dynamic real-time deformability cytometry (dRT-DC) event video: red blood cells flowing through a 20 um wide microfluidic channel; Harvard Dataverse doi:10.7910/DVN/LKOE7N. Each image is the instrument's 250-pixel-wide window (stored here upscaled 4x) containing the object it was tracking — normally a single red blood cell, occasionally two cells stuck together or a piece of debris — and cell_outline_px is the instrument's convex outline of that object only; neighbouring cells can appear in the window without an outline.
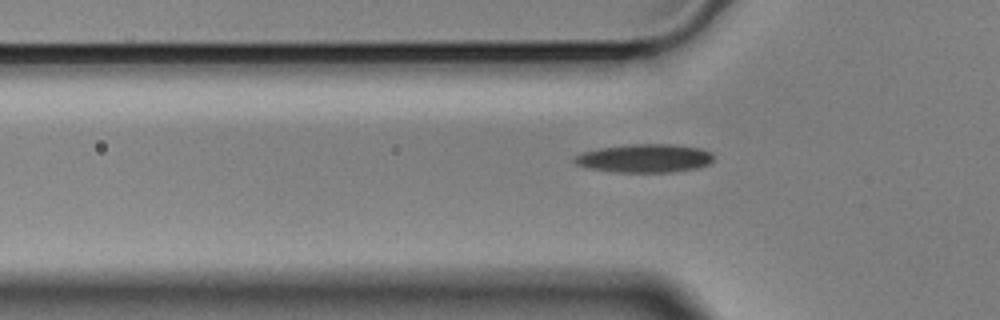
{"species": "Egyptian fruit bat (a non-hibernating species)", "species_latin": "Rousettus aegyptiacus", "temperature_condition": "cold", "stored_images_in_passage": 34, "camera_frame_rate_fps": 3000, "um_per_image_px": 0.085, "animal": {"sex": "male"}, "frame": {"image": 1, "passage_image": 3, "time_ms": 0.667, "image_size_px": [1000, 320], "cell_outline_px": [[712, 160], [708, 164], [700, 168], [672, 172], [612, 172], [584, 168], [576, 164], [572, 160], [576, 156], [584, 152], [604, 148], [632, 144], [668, 144], [700, 148], [712, 152]], "centroid_in_image_um": [54.8, 13.47], "position_along_channel_um": 71.0, "area_um2": 23.0}}
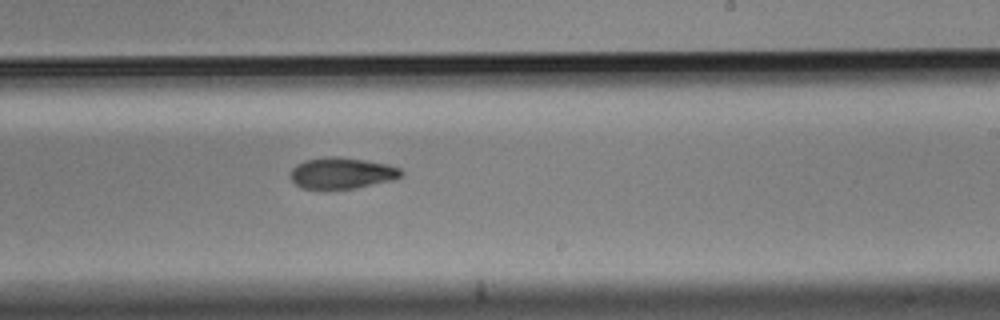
{"frame": {"image": 2, "passage_image": 19, "time_ms": 6.0, "image_size_px": [1000, 320], "cell_outline_px": [[404, 176], [392, 180], [356, 188], [300, 188], [292, 180], [292, 168], [296, 164], [304, 160], [328, 156], [336, 156], [364, 160], [388, 164], [400, 168], [404, 172]], "centroid_in_image_um": [29.09, 14.7], "position_along_channel_um": 259.9, "area_um2": 20.06}}
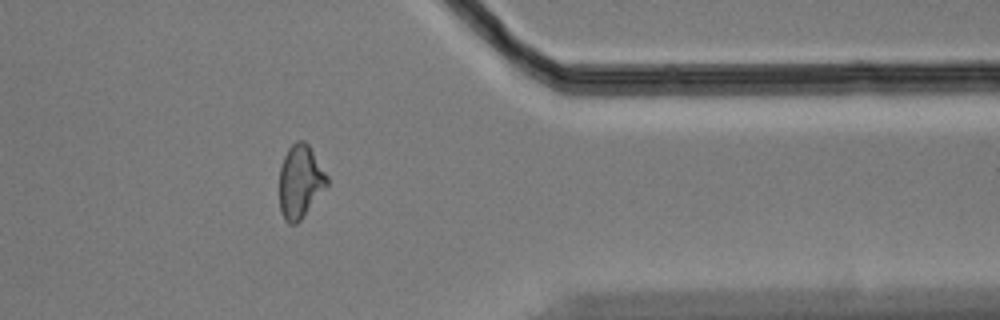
{"frame": {"image": 3, "passage_image": 31, "time_ms": 10.0, "image_size_px": [1000, 320], "cell_outline_px": [[328, 184], [300, 220], [296, 224], [288, 224], [284, 220], [280, 212], [280, 164], [288, 148], [296, 140], [304, 140], [308, 144], [328, 176]], "centroid_in_image_um": [25.5, 15.42], "position_along_channel_um": 385.9, "area_um2": 20.23}, "authors_computed_cell_mechanics": {"area_um2": 21.0681, "velocity_mm_per_s": 3.5291, "shape_relaxation_time_tau1_ms": 3.3987, "shape_relaxation_time_tau2_ms": 9.6305, "deformation_change_tau1": 0.15, "deformation_change_tau2": 0.1707}}